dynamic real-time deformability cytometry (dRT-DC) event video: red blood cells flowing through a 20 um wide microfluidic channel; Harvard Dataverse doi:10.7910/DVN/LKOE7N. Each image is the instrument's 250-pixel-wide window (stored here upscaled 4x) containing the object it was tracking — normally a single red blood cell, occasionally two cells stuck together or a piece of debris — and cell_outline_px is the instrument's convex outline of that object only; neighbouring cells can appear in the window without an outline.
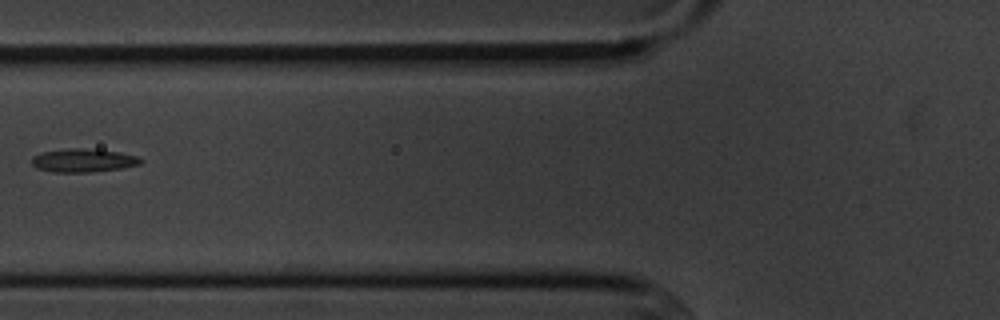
{"species": "common noctule bat (a hibernating species)", "species_latin": "Nyctalus noctula", "temperature_condition": "cold", "stored_images_in_passage": 7, "camera_frame_rate_fps": 3000, "um_per_image_px": 0.085, "animal": {"sex": "male", "body_mass_g": 20.1, "forearm_length_mm": 53.5}, "frame": {"image": 1, "passage_image": 6, "time_ms": 6.0, "image_size_px": [1000, 320], "cell_outline_px": [[144, 160], [140, 164], [120, 168], [92, 172], [52, 172], [36, 168], [32, 164], [32, 156], [40, 152], [72, 148], [80, 148], [116, 152], [140, 156]], "centroid_in_image_um": [7.06, 13.64], "position_along_channel_um": 118.7, "area_um2": 14.8}}
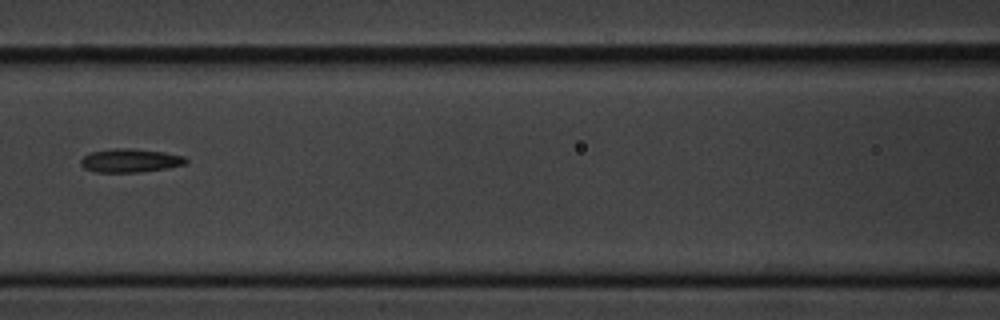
{"frame": {"image": 2, "passage_image": 7, "time_ms": 7.0, "image_size_px": [1000, 320], "cell_outline_px": [[188, 164], [168, 168], [140, 172], [96, 172], [84, 168], [80, 164], [80, 160], [84, 156], [92, 152], [112, 148], [132, 148], [164, 152], [184, 156], [188, 160]], "centroid_in_image_um": [11.1, 13.64], "position_along_channel_um": 155.5, "area_um2": 14.57}}